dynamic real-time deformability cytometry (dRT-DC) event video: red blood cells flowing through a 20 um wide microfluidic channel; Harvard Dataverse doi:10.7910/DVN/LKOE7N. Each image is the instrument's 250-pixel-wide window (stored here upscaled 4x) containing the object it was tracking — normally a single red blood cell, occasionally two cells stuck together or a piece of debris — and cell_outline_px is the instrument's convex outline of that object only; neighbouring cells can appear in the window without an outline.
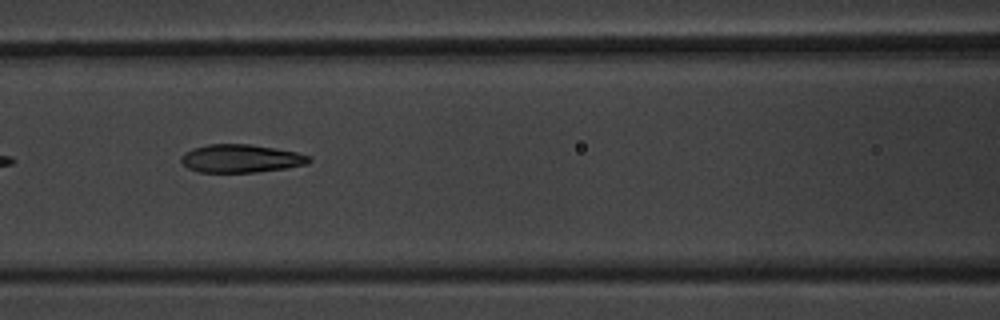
{"species": "common noctule bat (a hibernating species)", "species_latin": "Nyctalus noctula", "temperature_condition": "warm", "stored_images_in_passage": 9, "camera_frame_rate_fps": 3000, "um_per_image_px": 0.085, "animal": {"sex": "male", "body_mass_g": 20.1, "forearm_length_mm": 53.5}, "frame": {"image": 1, "passage_image": 6, "time_ms": 7.333, "image_size_px": [1000, 320], "cell_outline_px": [[312, 160], [308, 164], [284, 168], [256, 172], [200, 172], [188, 168], [180, 160], [180, 156], [184, 152], [192, 148], [208, 144], [248, 144], [276, 148], [296, 152], [308, 156]], "centroid_in_image_um": [20.45, 13.47], "position_along_channel_um": 146.2, "area_um2": 20.92}}
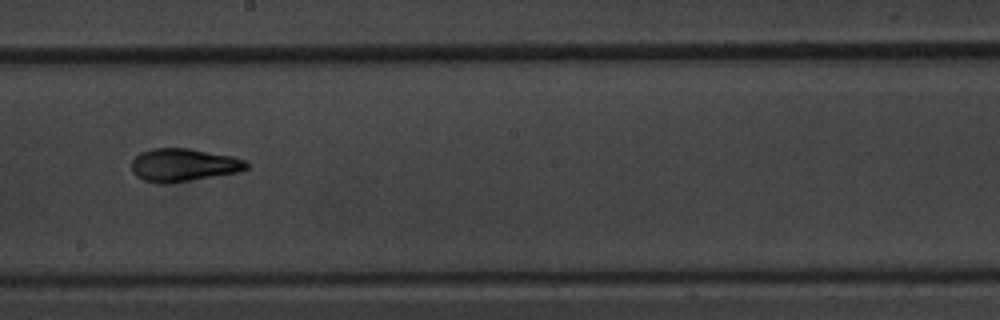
{"frame": {"image": 2, "passage_image": 8, "time_ms": 9.667, "image_size_px": [1000, 320], "cell_outline_px": [[248, 168], [236, 172], [164, 184], [144, 180], [136, 176], [132, 172], [132, 160], [140, 152], [152, 148], [188, 148], [232, 156], [248, 160]], "centroid_in_image_um": [15.58, 14.0], "position_along_channel_um": 232.6, "area_um2": 21.85}}
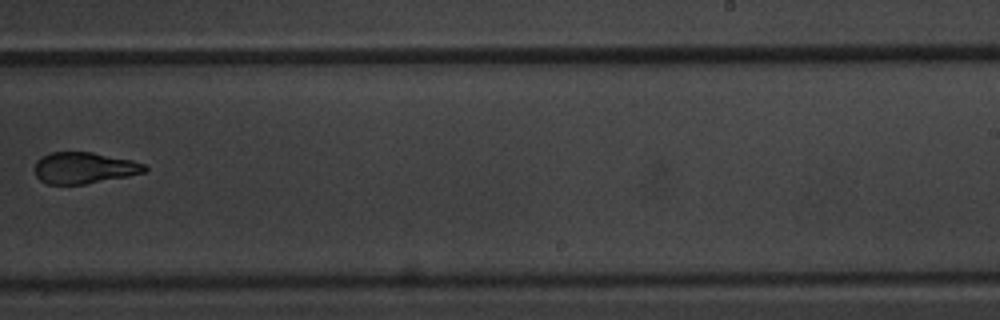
{"frame": {"image": 3, "passage_image": 9, "time_ms": 11.0, "image_size_px": [1000, 320], "cell_outline_px": [[148, 168], [144, 172], [128, 176], [84, 184], [48, 184], [40, 180], [36, 176], [32, 168], [36, 160], [40, 156], [52, 152], [92, 152], [132, 160], [144, 164]], "centroid_in_image_um": [7.09, 14.26], "position_along_channel_um": 281.9, "area_um2": 20.23}}